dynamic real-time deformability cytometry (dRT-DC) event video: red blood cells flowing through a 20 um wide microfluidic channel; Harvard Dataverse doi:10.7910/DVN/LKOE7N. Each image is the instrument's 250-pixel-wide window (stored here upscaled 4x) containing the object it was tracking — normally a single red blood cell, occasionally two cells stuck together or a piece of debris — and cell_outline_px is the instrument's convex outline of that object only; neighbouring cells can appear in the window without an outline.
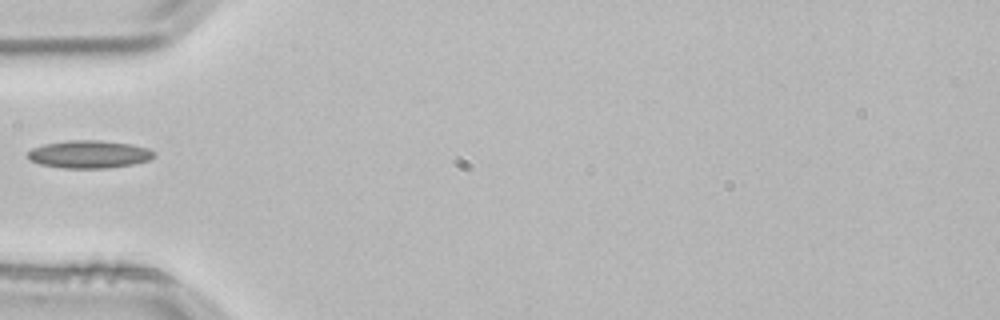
{"species": "common noctule bat (a hibernating species)", "species_latin": "Nyctalus noctula", "temperature_condition": "room temperature", "stored_images_in_passage": 1, "camera_frame_rate_fps": 3000, "um_per_image_px": 0.085, "animal": {"sex": "male", "body_mass_g": 21.5, "forearm_length_mm": 52.0}, "frame": {"image": 1, "passage_image": 1, "time_ms": 0.0, "image_size_px": [1000, 320], "cell_outline_px": [[156, 156], [148, 160], [132, 164], [108, 168], [64, 168], [40, 164], [28, 160], [28, 152], [32, 148], [44, 144], [68, 140], [100, 140], [128, 144], [148, 148], [156, 152]], "centroid_in_image_um": [7.57, 13.11], "position_along_channel_um": 77.4, "area_um2": 20.4}}